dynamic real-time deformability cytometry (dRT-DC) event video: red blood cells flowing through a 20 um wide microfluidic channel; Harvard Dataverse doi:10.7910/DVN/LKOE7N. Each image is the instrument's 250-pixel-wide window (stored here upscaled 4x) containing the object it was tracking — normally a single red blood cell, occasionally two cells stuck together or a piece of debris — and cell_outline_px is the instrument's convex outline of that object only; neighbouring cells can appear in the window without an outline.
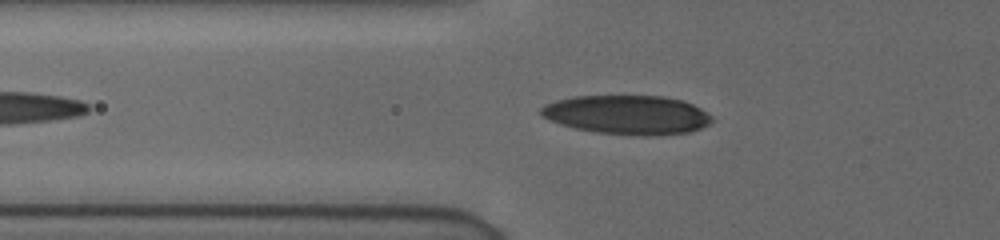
{"species": "human", "species_latin": "Homo sapiens", "temperature_condition": "cold", "stored_images_in_passage": 37, "camera_frame_rate_fps": 3000, "um_per_image_px": 0.085, "donor": {"sex": "female"}, "frame": {"image": 1, "passage_image": 7, "time_ms": 2.0, "image_size_px": [1000, 240], "cell_outline_px": [[712, 120], [708, 124], [692, 132], [652, 136], [644, 136], [596, 132], [576, 128], [560, 124], [544, 116], [540, 112], [540, 108], [556, 100], [576, 96], [664, 96], [680, 100], [692, 104], [700, 108], [712, 116]], "centroid_in_image_um": [53.36, 9.76], "position_along_channel_um": 72.4, "area_um2": 38.67}}
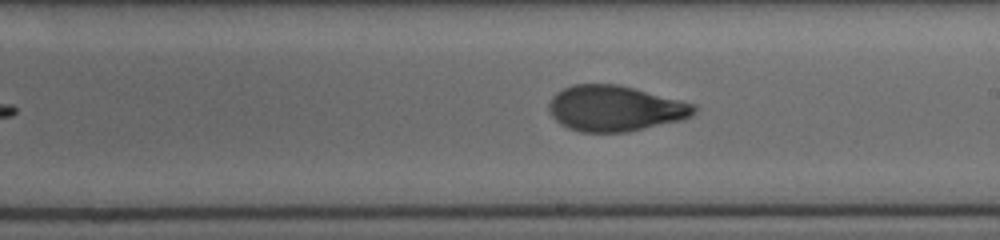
{"frame": {"image": 2, "passage_image": 20, "time_ms": 6.333, "image_size_px": [1000, 240], "cell_outline_px": [[696, 112], [680, 120], [628, 132], [580, 132], [568, 128], [560, 124], [548, 112], [548, 104], [552, 96], [556, 92], [572, 84], [620, 84], [636, 88], [696, 104]], "centroid_in_image_um": [52.24, 9.2], "position_along_channel_um": 236.8, "area_um2": 38.84}}
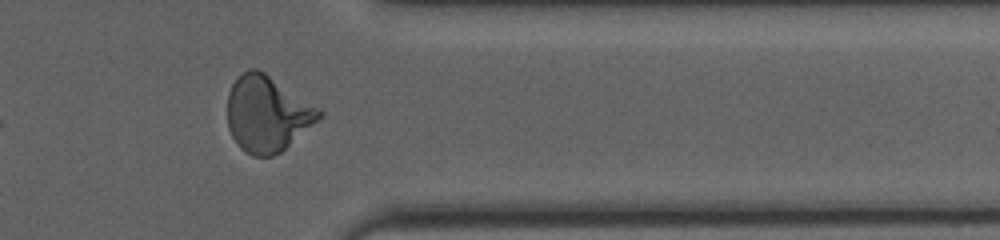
{"frame": {"image": 3, "passage_image": 32, "time_ms": 10.333, "image_size_px": [1000, 240], "cell_outline_px": [[324, 116], [280, 152], [272, 156], [252, 156], [240, 148], [236, 144], [228, 128], [228, 92], [232, 84], [248, 68], [256, 68], [264, 72], [320, 108], [324, 112]], "centroid_in_image_um": [22.72, 9.68], "position_along_channel_um": 388.7, "area_um2": 40.4}, "authors_computed_cell_mechanics": {"area_um2": 38.0902, "velocity_mm_per_s": 3.8812, "shape_relaxation_time_tau1_ms": 3.9369, "shape_relaxation_time_tau2_ms": 1.0895, "deformation_change_tau1": 0.166, "deformation_change_tau2": 0.0681}}